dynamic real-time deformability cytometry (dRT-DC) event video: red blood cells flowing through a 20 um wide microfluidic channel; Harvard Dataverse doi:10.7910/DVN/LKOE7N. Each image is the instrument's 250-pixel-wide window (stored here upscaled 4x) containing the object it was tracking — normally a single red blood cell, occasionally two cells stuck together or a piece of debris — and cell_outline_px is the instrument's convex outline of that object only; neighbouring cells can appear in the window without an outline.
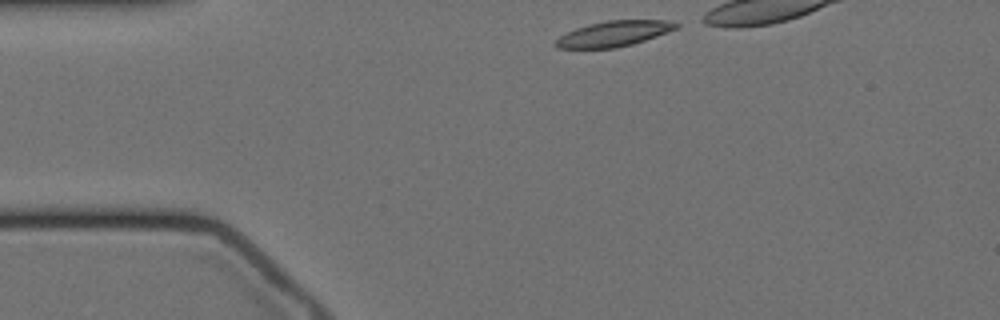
{"species": "Egyptian fruit bat (a non-hibernating species)", "species_latin": "Rousettus aegyptiacus", "temperature_condition": "cold", "stored_images_in_passage": 36, "camera_frame_rate_fps": 3000, "um_per_image_px": 0.085, "animal": {"sex": "female"}, "frame": {"image": 1, "passage_image": 1, "time_ms": 0.0, "image_size_px": [1000, 320], "cell_outline_px": [[680, 24], [676, 28], [668, 32], [632, 44], [616, 48], [556, 48], [552, 44], [560, 36], [576, 28], [588, 24], [608, 20], [668, 20]], "centroid_in_image_um": [52.15, 2.86], "position_along_channel_um": 32.8, "area_um2": 17.8}}
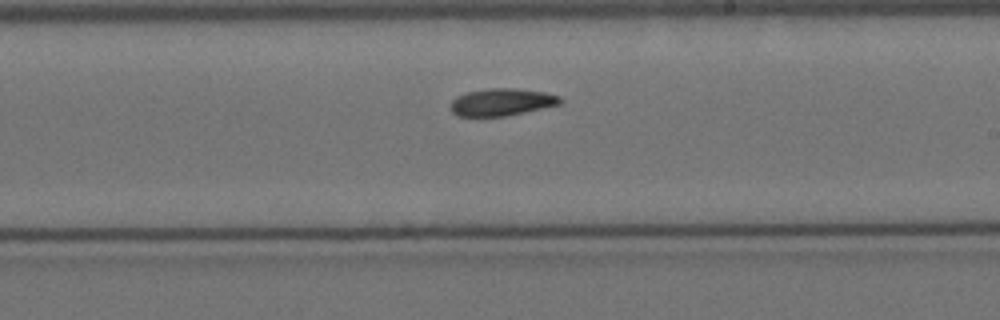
{"frame": {"image": 2, "passage_image": 23, "time_ms": 7.333, "image_size_px": [1000, 320], "cell_outline_px": [[564, 100], [560, 104], [508, 116], [456, 116], [452, 112], [452, 100], [456, 96], [468, 92], [488, 88], [512, 88], [544, 92], [560, 96]], "centroid_in_image_um": [42.66, 8.68], "position_along_channel_um": 246.3, "area_um2": 17.4}}
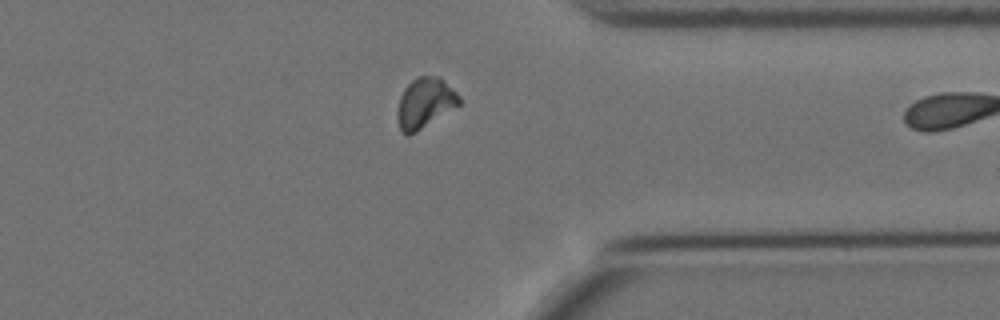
{"frame": {"image": 3, "passage_image": 35, "time_ms": 11.333, "image_size_px": [1000, 320], "cell_outline_px": [[460, 104], [416, 132], [408, 136], [400, 132], [396, 120], [396, 112], [400, 96], [404, 88], [412, 80], [420, 76], [440, 76], [460, 96]], "centroid_in_image_um": [36.07, 8.77], "position_along_channel_um": 375.3, "area_um2": 18.21}}